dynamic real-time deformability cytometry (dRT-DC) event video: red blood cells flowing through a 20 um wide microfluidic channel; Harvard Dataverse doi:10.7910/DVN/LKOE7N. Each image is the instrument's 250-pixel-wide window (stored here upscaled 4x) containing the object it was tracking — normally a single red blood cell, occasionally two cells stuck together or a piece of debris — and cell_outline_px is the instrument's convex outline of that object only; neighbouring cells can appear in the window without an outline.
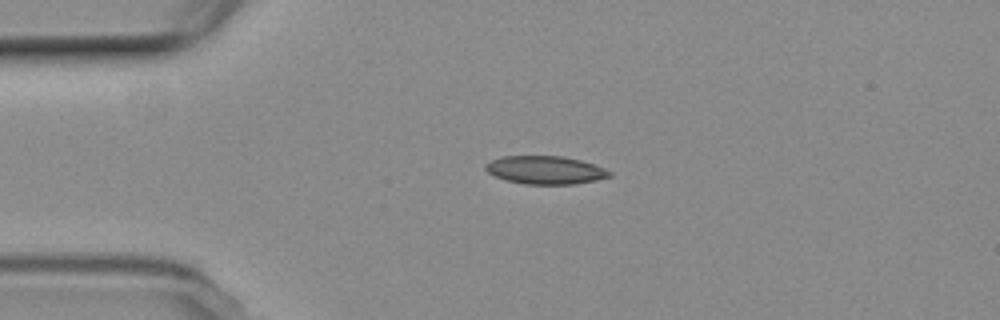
{"species": "common noctule bat (a hibernating species)", "species_latin": "Nyctalus noctula", "temperature_condition": "room temperature", "stored_images_in_passage": 4, "camera_frame_rate_fps": 3000, "um_per_image_px": 0.085, "animal": {"sex": "female", "body_mass_g": 19.3, "forearm_length_mm": 54.1}, "frame": {"image": 1, "passage_image": 3, "time_ms": 2.333, "image_size_px": [1000, 320], "cell_outline_px": [[612, 176], [596, 180], [576, 184], [524, 184], [504, 180], [488, 172], [484, 168], [484, 164], [500, 156], [564, 156], [580, 160], [604, 168], [612, 172]], "centroid_in_image_um": [46.34, 14.45], "position_along_channel_um": 38.7, "area_um2": 20.4}}